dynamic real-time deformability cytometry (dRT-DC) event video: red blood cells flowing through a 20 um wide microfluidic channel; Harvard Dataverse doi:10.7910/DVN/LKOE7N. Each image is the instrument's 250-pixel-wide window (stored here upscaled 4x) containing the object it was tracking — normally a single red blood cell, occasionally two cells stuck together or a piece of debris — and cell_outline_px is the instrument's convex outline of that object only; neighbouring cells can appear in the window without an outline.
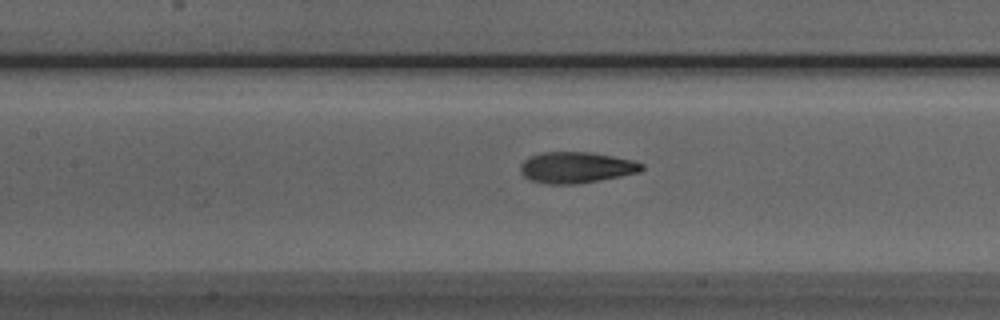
{"species": "Egyptian fruit bat (a non-hibernating species)", "species_latin": "Rousettus aegyptiacus", "temperature_condition": "room temperature", "stored_images_in_passage": 25, "camera_frame_rate_fps": 3000, "um_per_image_px": 0.085, "animal": {"sex": "male"}, "frame": {"image": 1, "passage_image": 15, "time_ms": 4.667, "image_size_px": [1000, 320], "cell_outline_px": [[644, 168], [640, 172], [620, 176], [572, 184], [548, 184], [528, 180], [520, 172], [520, 164], [524, 160], [532, 156], [544, 152], [588, 152], [612, 156], [632, 160], [644, 164]], "centroid_in_image_um": [48.95, 14.23], "position_along_channel_um": 158.4, "area_um2": 21.79}}
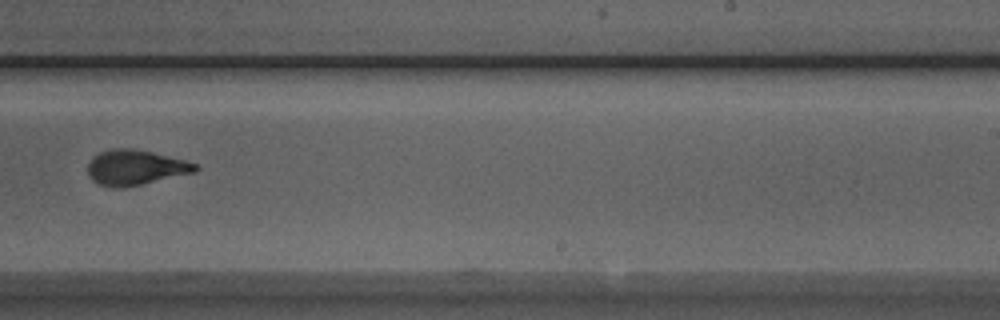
{"frame": {"image": 2, "passage_image": 24, "time_ms": 7.667, "image_size_px": [1000, 320], "cell_outline_px": [[200, 168], [196, 172], [140, 184], [120, 188], [112, 188], [100, 184], [92, 180], [88, 176], [88, 164], [92, 156], [100, 152], [116, 148], [132, 148], [152, 152], [184, 160], [196, 164]], "centroid_in_image_um": [11.48, 14.23], "position_along_channel_um": 277.5, "area_um2": 21.91}}